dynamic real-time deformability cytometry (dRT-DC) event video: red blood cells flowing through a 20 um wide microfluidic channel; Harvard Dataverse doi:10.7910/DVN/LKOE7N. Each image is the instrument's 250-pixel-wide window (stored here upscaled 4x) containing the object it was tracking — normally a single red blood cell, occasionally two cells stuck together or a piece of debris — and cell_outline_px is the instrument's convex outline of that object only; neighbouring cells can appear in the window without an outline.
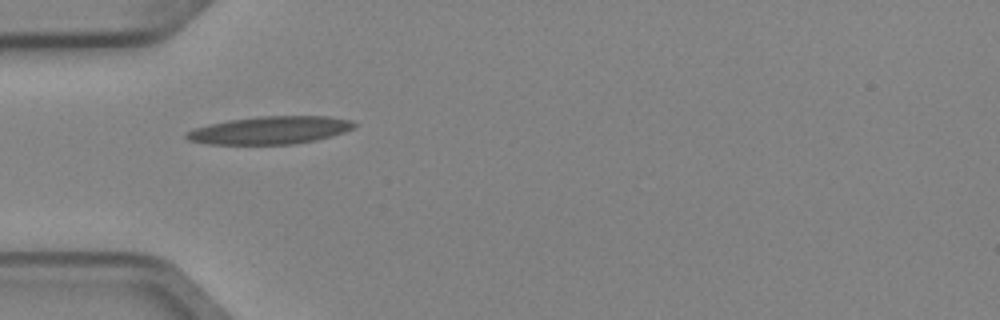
{"species": "Egyptian fruit bat (a non-hibernating species)", "species_latin": "Rousettus aegyptiacus", "temperature_condition": "cold", "stored_images_in_passage": 3, "camera_frame_rate_fps": 3000, "um_per_image_px": 0.085, "animal": {"sex": "female"}, "frame": {"image": 1, "passage_image": 1, "time_ms": 0.0, "image_size_px": [1000, 320], "cell_outline_px": [[356, 128], [344, 132], [316, 140], [292, 144], [208, 144], [188, 140], [184, 136], [188, 132], [196, 128], [208, 124], [228, 120], [260, 116], [328, 116], [352, 120], [356, 124]], "centroid_in_image_um": [22.99, 11.06], "position_along_channel_um": 62.0, "area_um2": 27.11}}
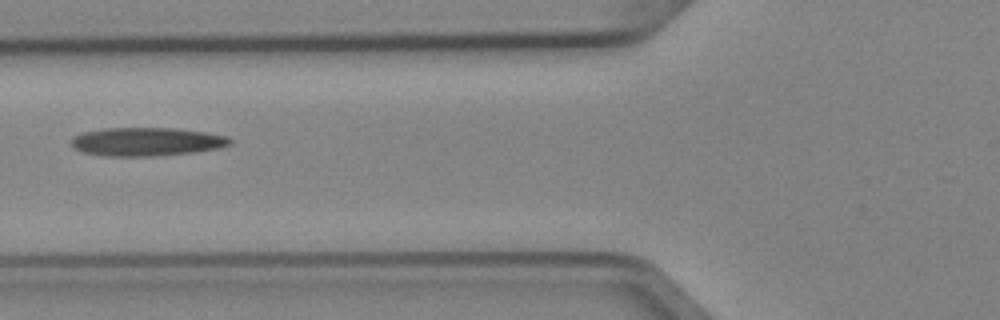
{"frame": {"image": 2, "passage_image": 2, "time_ms": 0.333, "image_size_px": [1000, 320], "cell_outline_px": [[232, 144], [216, 148], [192, 152], [156, 156], [104, 156], [80, 152], [72, 144], [72, 140], [76, 136], [84, 132], [104, 128], [176, 128], [204, 132], [228, 136], [232, 140]], "centroid_in_image_um": [12.47, 12.04], "position_along_channel_um": 113.3, "area_um2": 26.18}}
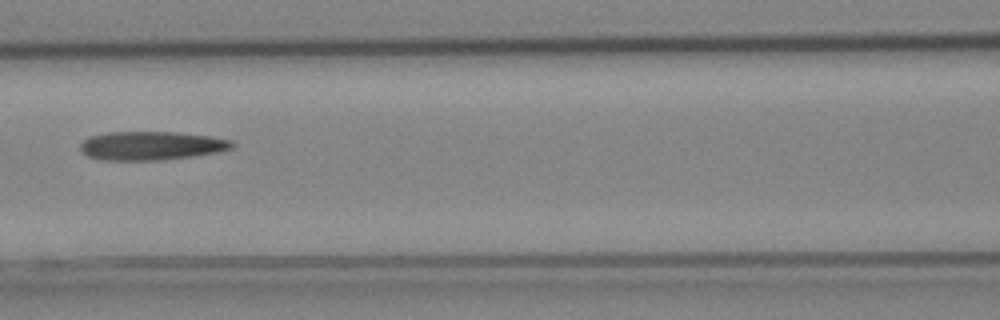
{"frame": {"image": 3, "passage_image": 3, "time_ms": 0.667, "image_size_px": [1000, 320], "cell_outline_px": [[236, 144], [232, 148], [216, 152], [192, 156], [164, 160], [100, 160], [88, 156], [80, 152], [80, 144], [88, 136], [108, 132], [176, 132], [208, 136], [232, 140]], "centroid_in_image_um": [12.82, 12.38], "position_along_channel_um": 153.8, "area_um2": 25.49}}